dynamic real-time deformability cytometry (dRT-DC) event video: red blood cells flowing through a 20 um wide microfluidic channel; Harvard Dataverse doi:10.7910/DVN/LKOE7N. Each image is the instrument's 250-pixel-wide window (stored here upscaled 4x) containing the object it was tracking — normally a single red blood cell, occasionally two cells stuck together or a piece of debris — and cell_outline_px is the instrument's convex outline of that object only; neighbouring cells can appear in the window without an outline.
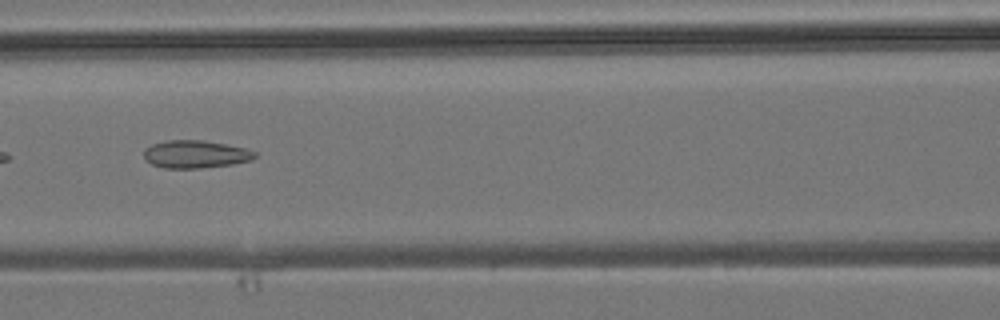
{"species": "common noctule bat (a hibernating species)", "species_latin": "Nyctalus noctula", "temperature_condition": "room temperature", "stored_images_in_passage": 6, "camera_frame_rate_fps": 3000, "um_per_image_px": 0.085, "animal": {"sex": "male", "body_mass_g": 19.2, "forearm_length_mm": 51.8}, "frame": {"image": 1, "passage_image": 6, "time_ms": 5.667, "image_size_px": [1000, 320], "cell_outline_px": [[256, 156], [252, 160], [232, 164], [200, 168], [164, 168], [152, 164], [144, 160], [144, 148], [152, 144], [168, 140], [204, 140], [244, 148], [256, 152]], "centroid_in_image_um": [16.58, 13.11], "position_along_channel_um": 150.0, "area_um2": 17.92}}